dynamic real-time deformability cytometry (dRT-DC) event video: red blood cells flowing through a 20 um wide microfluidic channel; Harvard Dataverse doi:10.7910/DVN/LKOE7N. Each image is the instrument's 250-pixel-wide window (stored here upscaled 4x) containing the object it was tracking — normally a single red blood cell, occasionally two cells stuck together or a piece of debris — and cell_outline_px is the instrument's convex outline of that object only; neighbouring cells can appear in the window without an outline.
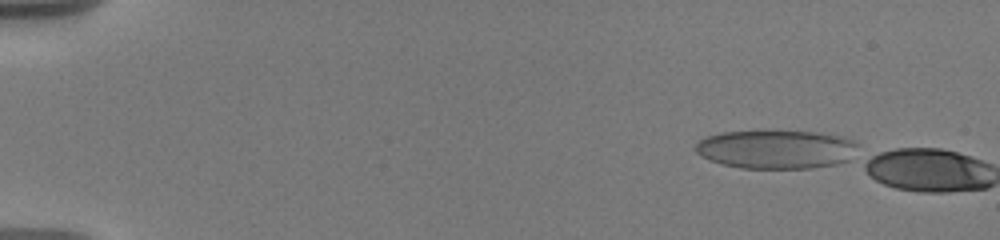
{"species": "human", "species_latin": "Homo sapiens", "temperature_condition": "warm", "stored_images_in_passage": 4, "camera_frame_rate_fps": 3000, "um_per_image_px": 0.085, "donor": {"sex": "male"}, "frame": {"image": 1, "passage_image": 1, "time_ms": 0.0, "image_size_px": [1000, 240], "cell_outline_px": [[856, 144], [848, 160], [836, 164], [812, 168], [740, 168], [720, 164], [708, 160], [696, 152], [696, 144], [700, 140], [708, 136], [724, 132], [820, 132], [844, 136], [852, 140]], "centroid_in_image_um": [65.95, 12.7], "position_along_channel_um": 19.1, "area_um2": 36.13}}